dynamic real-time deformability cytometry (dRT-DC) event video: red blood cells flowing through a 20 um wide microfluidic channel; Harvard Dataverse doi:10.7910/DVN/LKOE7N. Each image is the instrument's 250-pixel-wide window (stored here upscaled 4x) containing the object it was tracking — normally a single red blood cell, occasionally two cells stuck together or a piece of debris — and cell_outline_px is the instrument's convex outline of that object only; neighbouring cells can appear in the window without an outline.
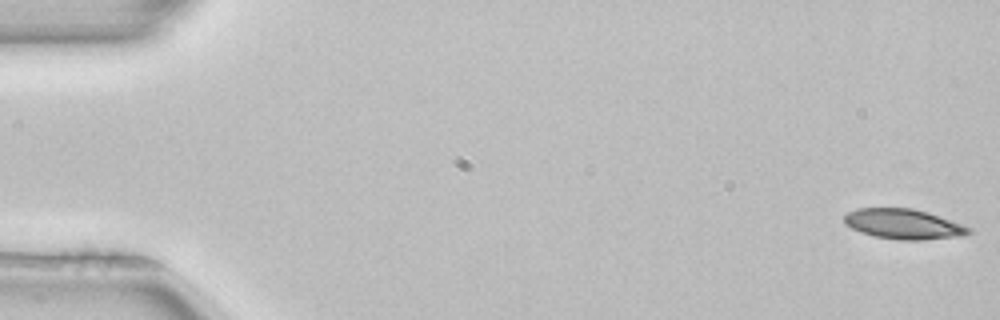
{"species": "common noctule bat (a hibernating species)", "species_latin": "Nyctalus noctula", "temperature_condition": "room temperature", "stored_images_in_passage": 51, "camera_frame_rate_fps": 3000, "um_per_image_px": 0.085, "animal": {"sex": "female", "body_mass_g": 22.7, "forearm_length_mm": 54.2}, "frame": {"image": 1, "passage_image": 1, "time_ms": 0.0, "image_size_px": [1000, 320], "cell_outline_px": [[972, 232], [960, 236], [920, 240], [900, 240], [876, 236], [852, 228], [844, 224], [844, 216], [848, 212], [856, 208], [912, 208], [928, 212], [972, 228]], "centroid_in_image_um": [76.8, 19.03], "position_along_channel_um": 8.2, "area_um2": 21.62}}
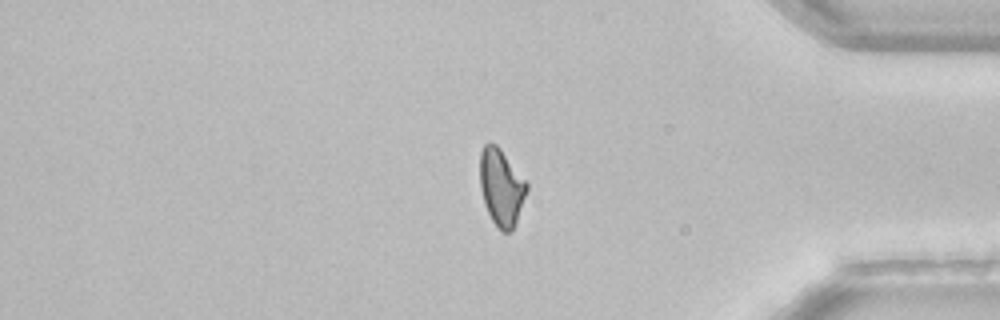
{"frame": {"image": 2, "passage_image": 43, "time_ms": 14.0, "image_size_px": [1000, 320], "cell_outline_px": [[528, 188], [516, 224], [508, 232], [500, 232], [496, 228], [484, 204], [480, 188], [480, 152], [484, 144], [488, 140], [496, 144], [500, 148], [528, 180]], "centroid_in_image_um": [42.62, 15.89], "position_along_channel_um": 392.6, "area_um2": 21.5}}
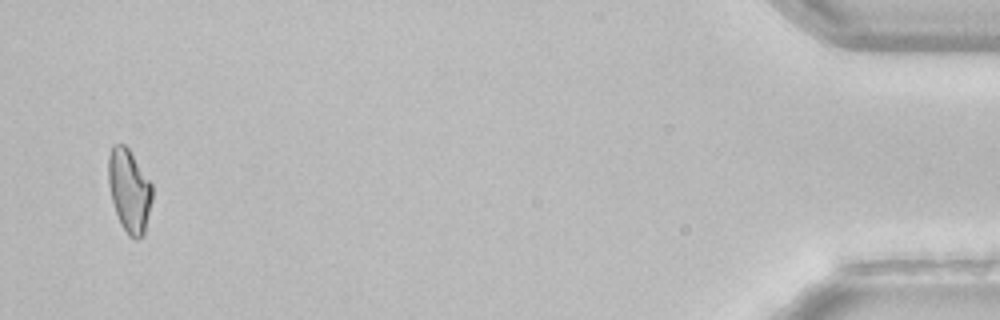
{"frame": {"image": 3, "passage_image": 50, "time_ms": 16.333, "image_size_px": [1000, 320], "cell_outline_px": [[152, 200], [144, 232], [136, 240], [128, 236], [120, 224], [112, 200], [108, 184], [108, 156], [112, 144], [124, 144], [128, 148], [152, 184]], "centroid_in_image_um": [10.97, 16.19], "position_along_channel_um": 424.2, "area_um2": 21.15}, "authors_computed_cell_mechanics": {"area_um2": 21.8484, "velocity_mm_per_s": 3.9933, "shape_relaxation_time_tau1_ms": 3.4489, "shape_relaxation_time_tau2_ms": null, "deformation_change_tau1": 0.1148, "deformation_change_tau2": null}}